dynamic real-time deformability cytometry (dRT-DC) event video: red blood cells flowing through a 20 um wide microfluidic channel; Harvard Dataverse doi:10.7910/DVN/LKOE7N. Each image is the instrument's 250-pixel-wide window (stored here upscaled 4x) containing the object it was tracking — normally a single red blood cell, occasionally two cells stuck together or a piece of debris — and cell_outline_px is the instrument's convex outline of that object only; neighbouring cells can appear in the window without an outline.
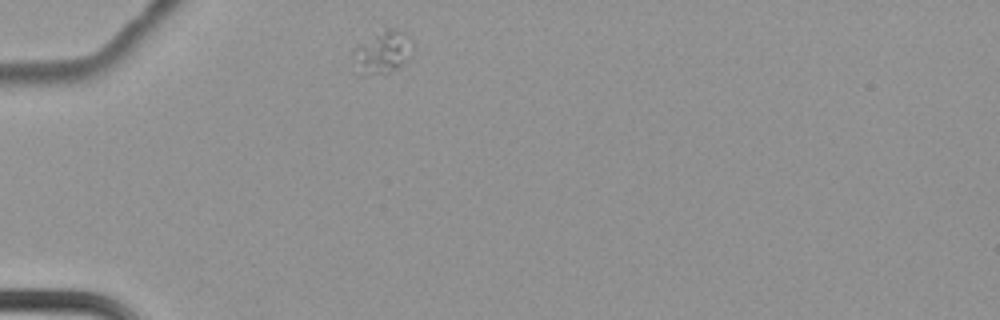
{"species": "common noctule bat (a hibernating species)", "species_latin": "Nyctalus noctula", "temperature_condition": "cold", "stored_images_in_passage": 45, "camera_frame_rate_fps": 3000, "um_per_image_px": 0.085, "animal": {"sex": "female", "body_mass_g": 22.7, "forearm_length_mm": 54.2}, "frame": {"image": 1, "passage_image": 1, "time_ms": 0.0, "image_size_px": [1000, 320], "cell_outline_px": [[416, 48], [396, 68], [384, 76], [360, 76], [352, 72], [352, 52], [360, 44], [384, 28], [392, 28], [404, 32], [416, 44]], "centroid_in_image_um": [32.46, 4.5], "position_along_channel_um": 52.5, "area_um2": 15.55}}
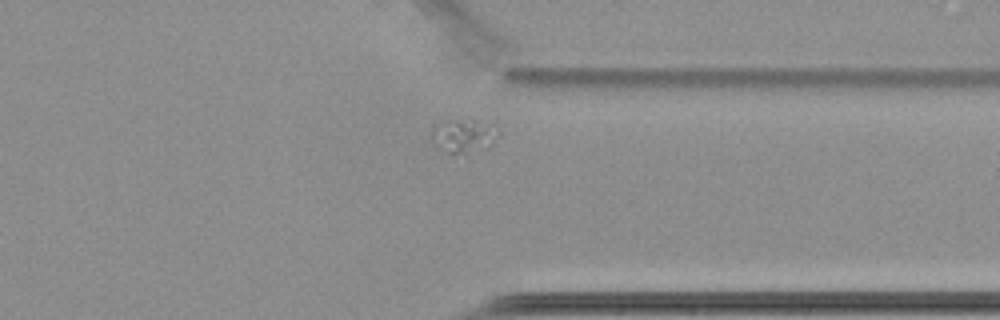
{"frame": {"image": 2, "passage_image": 32, "time_ms": 10.333, "image_size_px": [1000, 320], "cell_outline_px": [[500, 132], [492, 144], [488, 148], [452, 156], [432, 140], [432, 128], [436, 124], [444, 120], [472, 120], [492, 124], [500, 128]], "centroid_in_image_um": [39.45, 11.54], "position_along_channel_um": 371.9, "area_um2": 13.24}}
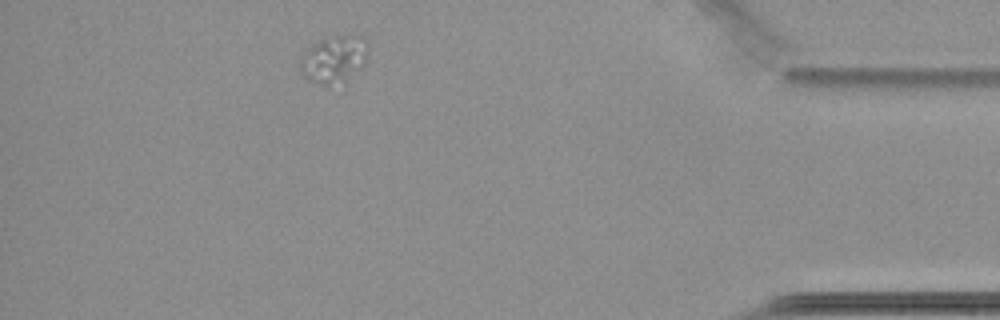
{"frame": {"image": 3, "passage_image": 39, "time_ms": 12.667, "image_size_px": [1000, 320], "cell_outline_px": [[368, 52], [364, 64], [328, 88], [308, 80], [300, 72], [300, 56], [316, 40], [324, 36], [364, 36], [368, 40]], "centroid_in_image_um": [28.33, 4.99], "position_along_channel_um": 406.9, "area_um2": 18.73}}